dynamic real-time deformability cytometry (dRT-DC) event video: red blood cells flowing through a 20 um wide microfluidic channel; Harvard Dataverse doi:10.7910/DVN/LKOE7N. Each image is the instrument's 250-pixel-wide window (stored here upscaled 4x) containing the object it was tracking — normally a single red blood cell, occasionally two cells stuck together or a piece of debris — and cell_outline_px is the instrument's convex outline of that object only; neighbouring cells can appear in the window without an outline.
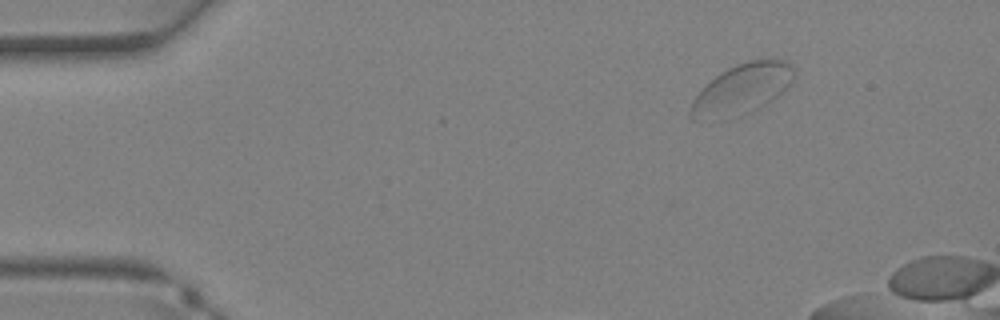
{"species": "Egyptian fruit bat (a non-hibernating species)", "species_latin": "Rousettus aegyptiacus", "temperature_condition": "warm", "stored_images_in_passage": 4, "camera_frame_rate_fps": 3000, "um_per_image_px": 0.085, "animal": {"sex": "female"}, "frame": {"image": 1, "passage_image": 1, "time_ms": 0.0, "image_size_px": [1000, 320], "cell_outline_px": [[792, 80], [776, 96], [752, 112], [692, 120], [688, 116], [688, 112], [692, 100], [720, 72], [736, 64], [752, 60], [784, 60], [792, 68]], "centroid_in_image_um": [63.01, 7.56], "position_along_channel_um": 22.0, "area_um2": 28.84}}